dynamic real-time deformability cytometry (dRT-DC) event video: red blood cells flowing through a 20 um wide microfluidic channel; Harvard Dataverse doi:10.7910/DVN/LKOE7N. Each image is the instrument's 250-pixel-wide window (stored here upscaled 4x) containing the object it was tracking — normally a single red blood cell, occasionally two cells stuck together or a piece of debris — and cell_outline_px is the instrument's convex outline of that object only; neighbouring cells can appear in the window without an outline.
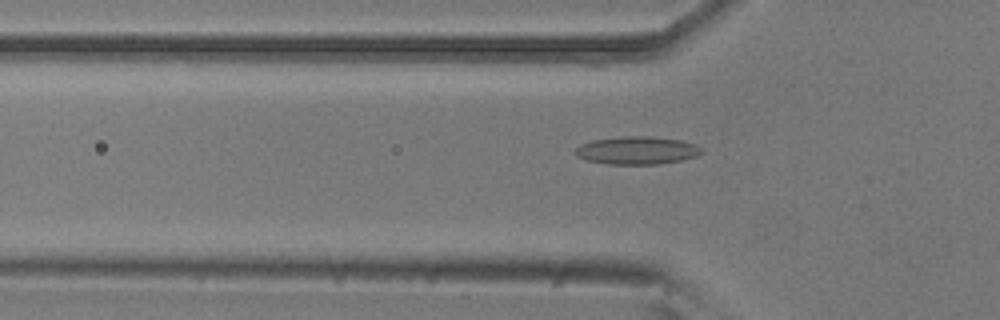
{"species": "common noctule bat (a hibernating species)", "species_latin": "Nyctalus noctula", "temperature_condition": "room temperature", "stored_images_in_passage": 41, "camera_frame_rate_fps": 3000, "um_per_image_px": 0.085, "animal": {"sex": "male", "body_mass_g": 20.5, "forearm_length_mm": 52.5}, "frame": {"image": 1, "passage_image": 5, "time_ms": 1.333, "image_size_px": [1000, 320], "cell_outline_px": [[704, 152], [696, 156], [680, 160], [660, 164], [608, 164], [584, 160], [576, 156], [572, 152], [580, 144], [592, 140], [624, 136], [652, 136], [680, 140], [696, 144], [704, 148]], "centroid_in_image_um": [54.13, 12.78], "position_along_channel_um": 71.7, "area_um2": 20.81}}
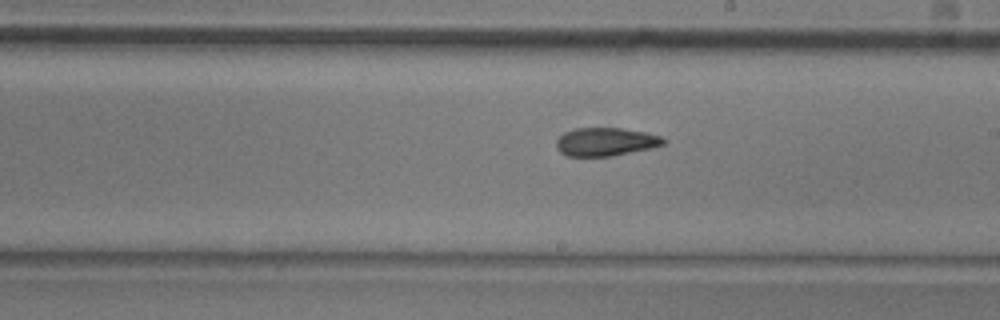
{"frame": {"image": 2, "passage_image": 18, "time_ms": 5.667, "image_size_px": [1000, 320], "cell_outline_px": [[668, 140], [664, 144], [652, 148], [612, 156], [568, 156], [560, 152], [556, 148], [556, 140], [564, 132], [576, 128], [620, 128], [644, 132], [660, 136]], "centroid_in_image_um": [51.48, 12.05], "position_along_channel_um": 237.5, "area_um2": 17.69}}
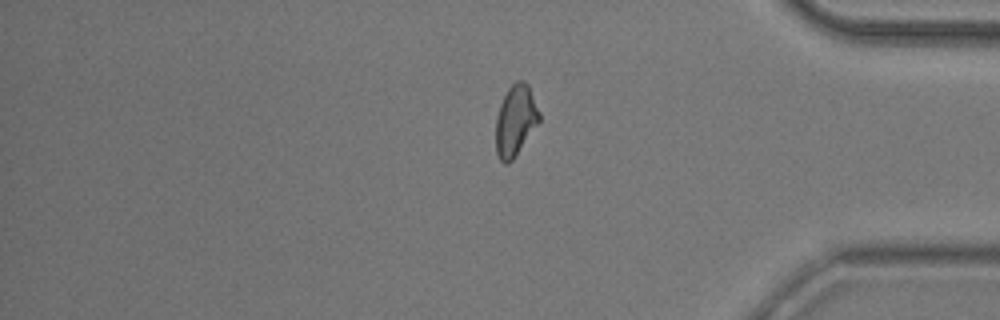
{"frame": {"image": 3, "passage_image": 32, "time_ms": 10.333, "image_size_px": [1000, 320], "cell_outline_px": [[540, 120], [512, 160], [508, 164], [504, 164], [500, 160], [496, 152], [496, 116], [500, 104], [508, 88], [516, 80], [524, 80], [528, 84], [540, 112]], "centroid_in_image_um": [43.81, 10.22], "position_along_channel_um": 391.4, "area_um2": 17.86}, "authors_computed_cell_mechanics": {"area_um2": 17.8024, "velocity_mm_per_s": 3.7984, "shape_relaxation_time_tau1_ms": null, "shape_relaxation_time_tau2_ms": 3.6119, "deformation_change_tau1": null, "deformation_change_tau2": 0.1125}}